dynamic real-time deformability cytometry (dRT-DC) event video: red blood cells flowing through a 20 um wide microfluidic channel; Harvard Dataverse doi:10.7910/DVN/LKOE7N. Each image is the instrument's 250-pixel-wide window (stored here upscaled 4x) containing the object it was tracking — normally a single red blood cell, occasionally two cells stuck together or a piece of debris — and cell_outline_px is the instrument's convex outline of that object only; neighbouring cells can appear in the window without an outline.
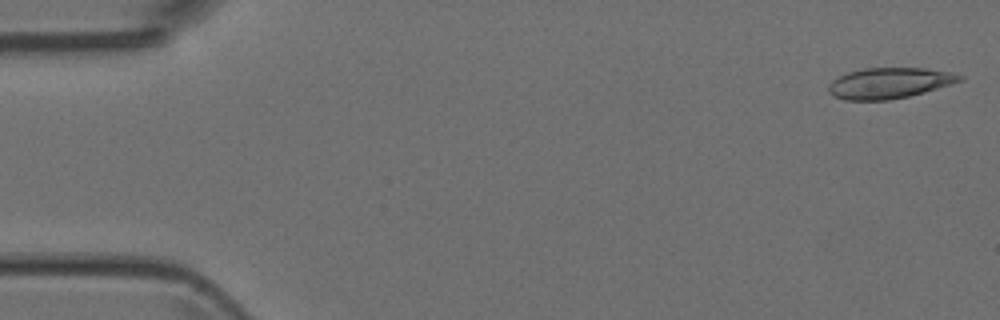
{"species": "Egyptian fruit bat (a non-hibernating species)", "species_latin": "Rousettus aegyptiacus", "temperature_condition": "room temperature", "stored_images_in_passage": 4, "camera_frame_rate_fps": 3000, "um_per_image_px": 0.085, "animal": {"sex": "female"}, "frame": {"image": 1, "passage_image": 1, "time_ms": 0.0, "image_size_px": [1000, 320], "cell_outline_px": [[964, 80], [952, 84], [924, 92], [908, 96], [888, 100], [844, 100], [832, 96], [828, 92], [828, 84], [832, 80], [848, 72], [864, 68], [924, 68], [952, 72], [964, 76]], "centroid_in_image_um": [75.59, 7.06], "position_along_channel_um": 9.4, "area_um2": 23.64}}
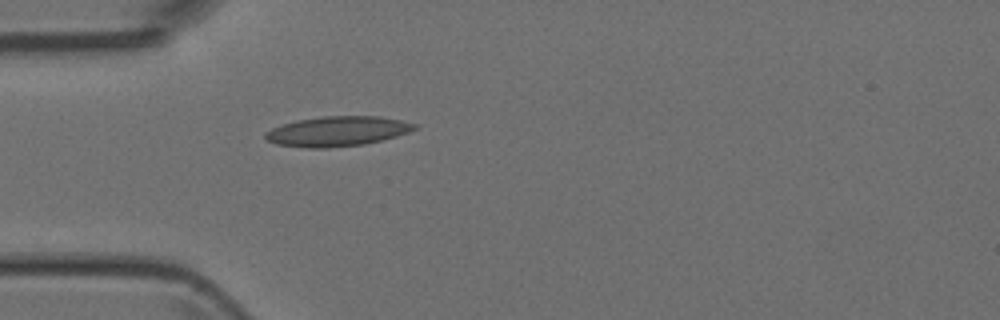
{"frame": {"image": 2, "passage_image": 4, "time_ms": 4.333, "image_size_px": [1000, 320], "cell_outline_px": [[416, 128], [408, 132], [396, 136], [364, 144], [328, 148], [308, 148], [276, 144], [268, 140], [264, 136], [264, 132], [272, 128], [296, 120], [324, 116], [380, 116], [400, 120], [416, 124]], "centroid_in_image_um": [28.65, 11.16], "position_along_channel_um": 56.4, "area_um2": 25.84}}